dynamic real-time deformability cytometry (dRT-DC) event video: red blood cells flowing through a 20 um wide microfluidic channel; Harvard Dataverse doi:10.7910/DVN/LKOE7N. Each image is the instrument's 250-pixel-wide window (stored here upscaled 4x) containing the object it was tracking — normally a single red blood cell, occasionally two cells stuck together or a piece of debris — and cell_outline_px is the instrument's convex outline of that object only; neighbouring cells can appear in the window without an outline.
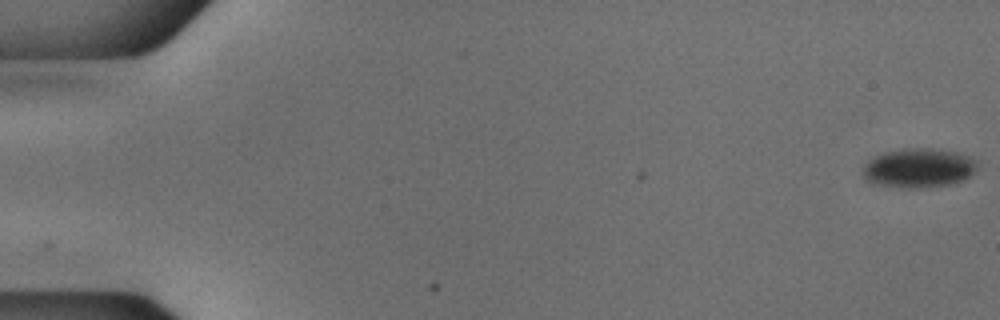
{"species": "common noctule bat (a hibernating species)", "species_latin": "Nyctalus noctula", "temperature_condition": "cold", "stored_images_in_passage": 54, "camera_frame_rate_fps": 3000, "um_per_image_px": 0.085, "animal": {"sex": "male", "body_mass_g": 18.8}, "frame": {"image": 1, "passage_image": 1, "time_ms": 0.0, "image_size_px": [1000, 320], "cell_outline_px": [[976, 168], [964, 180], [948, 184], [924, 188], [908, 188], [872, 184], [864, 180], [860, 172], [864, 164], [868, 160], [884, 152], [904, 148], [932, 148], [956, 152], [968, 156], [976, 160]], "centroid_in_image_um": [78.01, 14.28], "position_along_channel_um": 7.0, "area_um2": 26.41}}
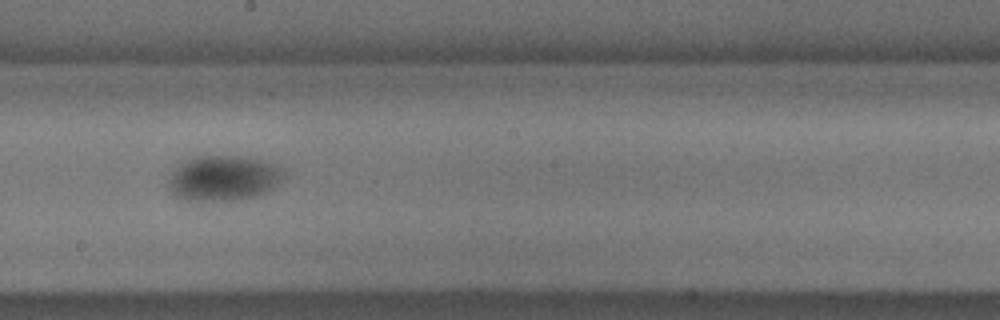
{"frame": {"image": 2, "passage_image": 31, "time_ms": 10.0, "image_size_px": [1000, 320], "cell_outline_px": [[284, 176], [272, 188], [256, 196], [240, 200], [188, 200], [176, 196], [168, 188], [168, 180], [172, 172], [184, 160], [196, 156], [240, 156], [260, 160], [276, 164], [284, 168]], "centroid_in_image_um": [18.99, 15.13], "position_along_channel_um": 229.2, "area_um2": 30.35}}
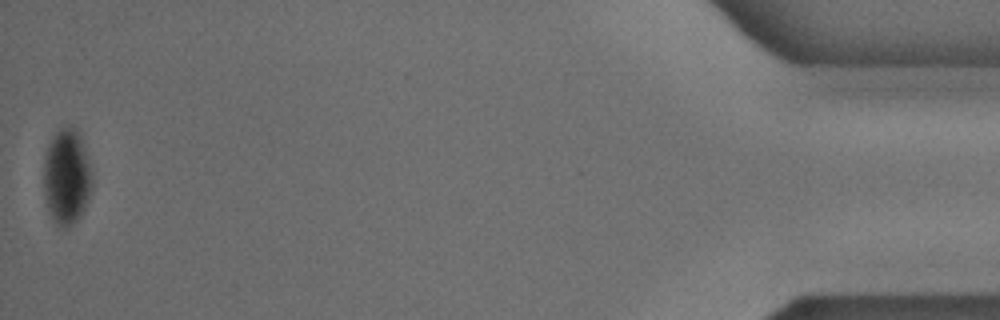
{"frame": {"image": 3, "passage_image": 54, "time_ms": 17.667, "image_size_px": [1000, 320], "cell_outline_px": [[92, 188], [88, 200], [80, 216], [68, 228], [60, 228], [56, 224], [48, 212], [44, 196], [44, 156], [48, 144], [52, 136], [60, 128], [68, 124], [76, 128], [80, 132], [92, 168]], "centroid_in_image_um": [5.68, 14.99], "position_along_channel_um": 429.5, "area_um2": 27.74}, "authors_computed_cell_mechanics": {"area_um2": 29.189, "velocity_mm_per_s": 3.7634, "shape_relaxation_time_tau1_ms": null, "shape_relaxation_time_tau2_ms": 7.0543, "deformation_change_tau1": null, "deformation_change_tau2": 0.0356}}